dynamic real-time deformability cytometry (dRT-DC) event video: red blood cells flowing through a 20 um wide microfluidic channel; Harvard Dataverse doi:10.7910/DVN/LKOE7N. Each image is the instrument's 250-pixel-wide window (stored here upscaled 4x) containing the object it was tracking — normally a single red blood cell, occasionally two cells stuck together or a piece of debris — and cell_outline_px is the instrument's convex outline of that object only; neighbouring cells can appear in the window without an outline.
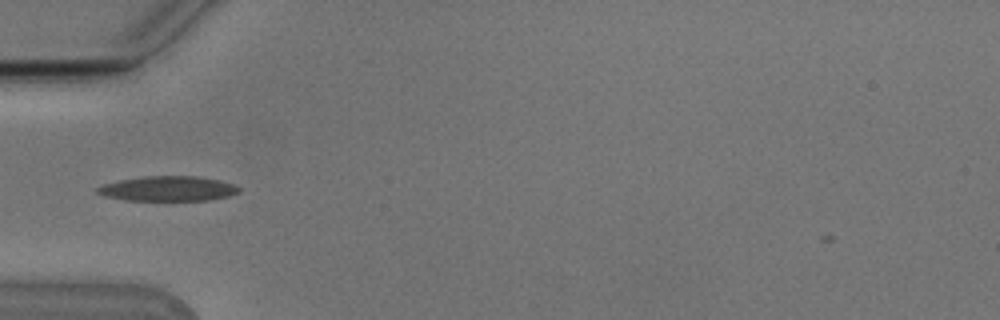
{"species": "Egyptian fruit bat (a non-hibernating species)", "species_latin": "Rousettus aegyptiacus", "temperature_condition": "cold", "stored_images_in_passage": 37, "camera_frame_rate_fps": 3000, "um_per_image_px": 0.085, "animal": {"sex": "male"}, "frame": {"image": 1, "passage_image": 1, "time_ms": 0.0, "image_size_px": [1000, 320], "cell_outline_px": [[240, 192], [228, 196], [208, 200], [124, 200], [104, 196], [96, 192], [96, 188], [104, 184], [120, 180], [144, 176], [196, 176], [220, 180], [236, 184], [240, 188]], "centroid_in_image_um": [14.3, 16.03], "position_along_channel_um": 70.7, "area_um2": 20.58}}
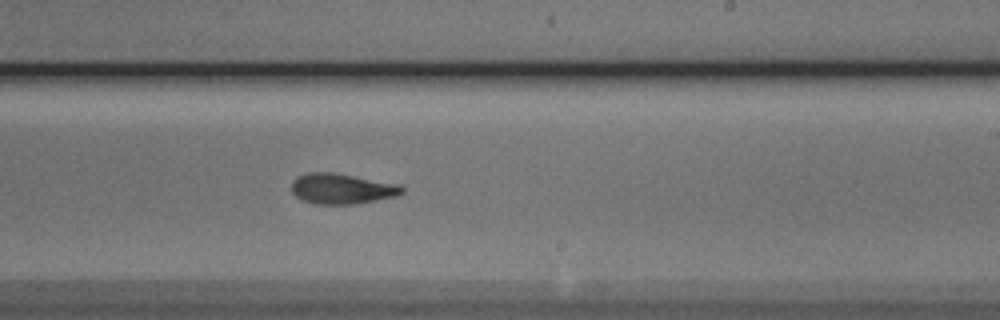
{"frame": {"image": 2, "passage_image": 16, "time_ms": 5.0, "image_size_px": [1000, 320], "cell_outline_px": [[404, 192], [396, 196], [356, 204], [316, 204], [300, 200], [292, 192], [292, 180], [296, 176], [308, 172], [332, 172], [400, 184], [404, 188]], "centroid_in_image_um": [29.04, 16.04], "position_along_channel_um": 260.0, "area_um2": 19.77}}
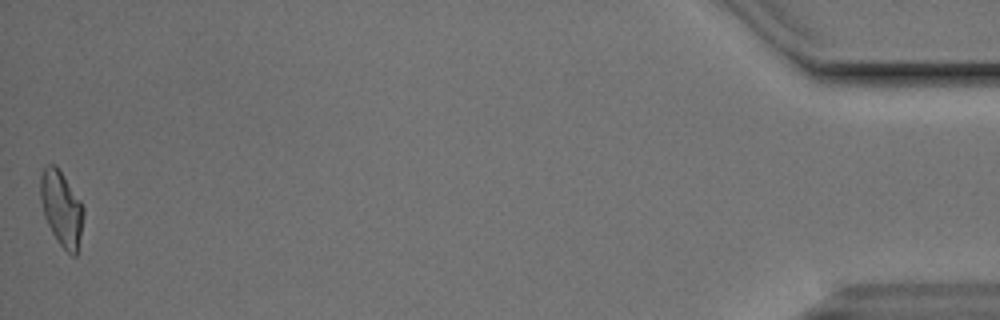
{"frame": {"image": 3, "passage_image": 37, "time_ms": 12.0, "image_size_px": [1000, 320], "cell_outline_px": [[84, 216], [76, 256], [72, 256], [56, 240], [44, 216], [40, 200], [40, 176], [44, 168], [48, 164], [56, 164], [80, 200], [84, 208]], "centroid_in_image_um": [5.22, 17.7], "position_along_channel_um": 430.0, "area_um2": 18.79}, "authors_computed_cell_mechanics": {"area_um2": 19.4786, "velocity_mm_per_s": 3.7911, "shape_relaxation_time_tau1_ms": 5.5069, "shape_relaxation_time_tau2_ms": 3.2212, "deformation_change_tau1": 0.1735, "deformation_change_tau2": 0.1155}}